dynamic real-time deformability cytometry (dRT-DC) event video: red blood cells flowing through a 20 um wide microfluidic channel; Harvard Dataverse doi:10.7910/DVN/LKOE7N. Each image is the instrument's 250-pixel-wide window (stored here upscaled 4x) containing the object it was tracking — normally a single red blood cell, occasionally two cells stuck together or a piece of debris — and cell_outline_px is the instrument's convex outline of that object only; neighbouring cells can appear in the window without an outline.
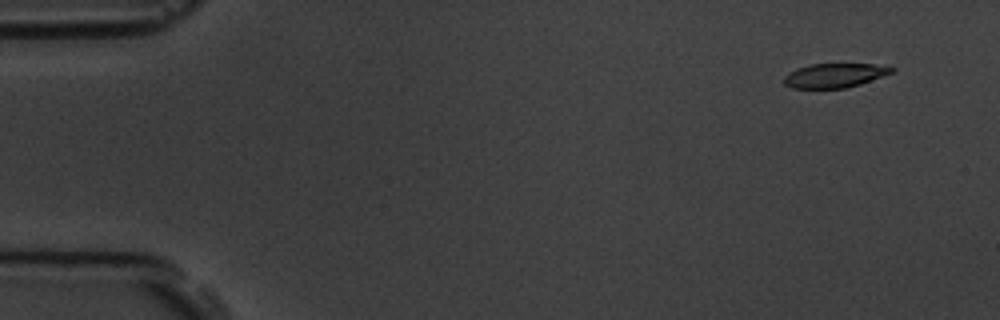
{"species": "common noctule bat (a hibernating species)", "species_latin": "Nyctalus noctula", "temperature_condition": "room temperature", "stored_images_in_passage": 6, "camera_frame_rate_fps": 3000, "um_per_image_px": 0.085, "animal": {"sex": "male", "body_mass_g": 19.5, "forearm_length_mm": 54.6}, "frame": {"image": 1, "passage_image": 1, "time_ms": 0.0, "image_size_px": [1000, 320], "cell_outline_px": [[896, 68], [892, 72], [860, 84], [844, 88], [792, 88], [784, 84], [784, 76], [796, 68], [812, 64], [872, 64]], "centroid_in_image_um": [70.9, 6.41], "position_along_channel_um": 14.1, "area_um2": 14.97}}
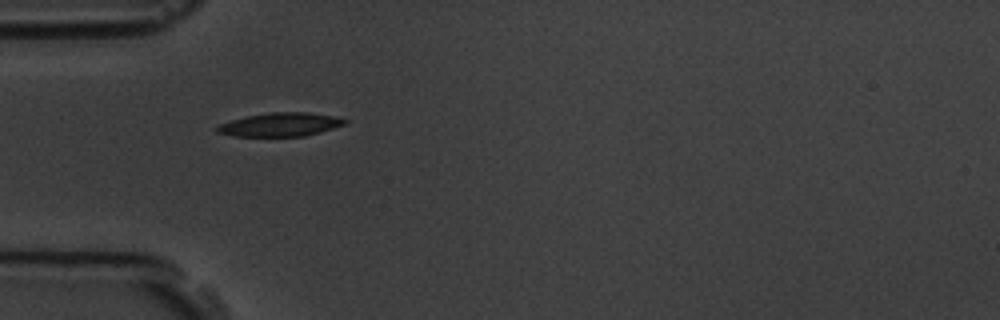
{"frame": {"image": 2, "passage_image": 5, "time_ms": 4.333, "image_size_px": [1000, 320], "cell_outline_px": [[348, 124], [320, 132], [304, 136], [232, 136], [216, 132], [216, 128], [220, 124], [232, 120], [248, 116], [268, 112], [308, 112], [336, 116], [348, 120]], "centroid_in_image_um": [23.88, 10.58], "position_along_channel_um": 61.1, "area_um2": 17.63}}
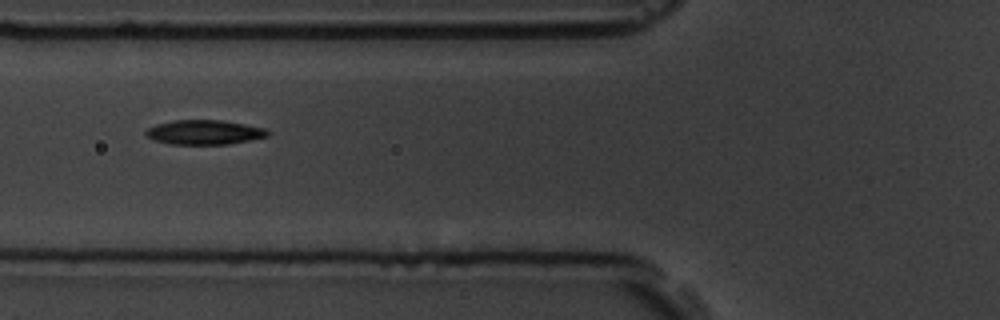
{"frame": {"image": 3, "passage_image": 6, "time_ms": 5.667, "image_size_px": [1000, 320], "cell_outline_px": [[272, 132], [268, 136], [228, 144], [172, 144], [156, 140], [144, 136], [144, 132], [148, 128], [156, 124], [172, 120], [220, 120], [244, 124], [264, 128]], "centroid_in_image_um": [17.35, 11.24], "position_along_channel_um": 108.5, "area_um2": 17.34}}